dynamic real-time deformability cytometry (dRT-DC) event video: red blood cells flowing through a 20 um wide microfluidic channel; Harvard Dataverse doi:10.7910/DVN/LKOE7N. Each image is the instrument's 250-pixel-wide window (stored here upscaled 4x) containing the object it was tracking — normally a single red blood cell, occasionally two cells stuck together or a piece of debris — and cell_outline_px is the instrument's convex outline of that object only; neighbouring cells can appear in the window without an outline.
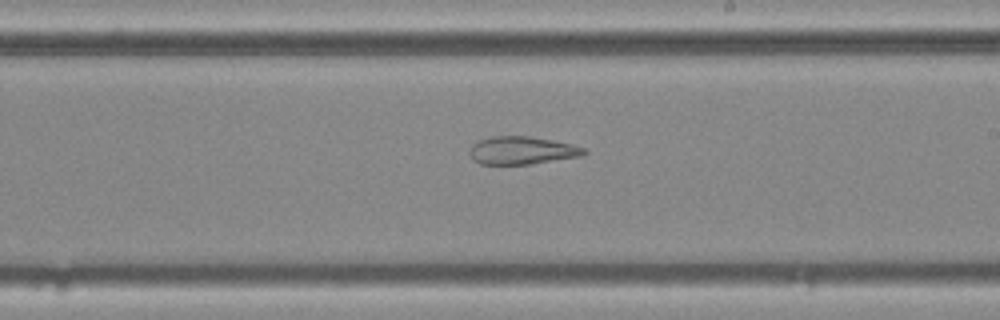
{"species": "common noctule bat (a hibernating species)", "species_latin": "Nyctalus noctula", "temperature_condition": "cold", "stored_images_in_passage": 8, "camera_frame_rate_fps": 3000, "um_per_image_px": 0.085, "animal": {"sex": "female", "body_mass_g": 25.1}, "frame": {"image": 1, "passage_image": 7, "time_ms": 2.0, "image_size_px": [1000, 320], "cell_outline_px": [[588, 152], [584, 156], [528, 164], [480, 164], [472, 160], [468, 152], [472, 144], [476, 140], [492, 136], [528, 136], [552, 140], [572, 144], [584, 148]], "centroid_in_image_um": [44.34, 12.78], "position_along_channel_um": 244.7, "area_um2": 18.79}}